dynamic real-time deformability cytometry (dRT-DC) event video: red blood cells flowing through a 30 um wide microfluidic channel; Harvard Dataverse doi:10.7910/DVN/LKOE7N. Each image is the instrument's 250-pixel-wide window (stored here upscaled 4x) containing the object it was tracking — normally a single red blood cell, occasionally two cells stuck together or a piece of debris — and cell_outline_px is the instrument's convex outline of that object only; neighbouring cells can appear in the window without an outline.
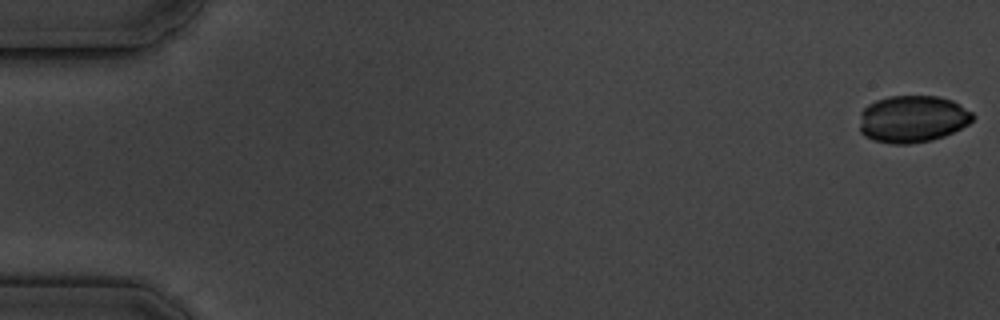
{"species": "common noctule bat (a hibernating species)", "species_latin": "Nyctalus noctula", "temperature_condition": "cold", "stored_images_in_passage": 6, "segment_of_instrument_passage": [1, 2], "camera_frame_rate_fps": 3000, "um_per_image_px": 0.085, "animal": {"sex": "male", "body_mass_g": 19.5, "forearm_length_mm": 54.6}, "frame": {"image": 1, "passage_image": 1, "time_ms": 0.0, "image_size_px": [1000, 320], "cell_outline_px": [[976, 116], [968, 124], [944, 136], [932, 140], [912, 144], [892, 144], [872, 140], [864, 136], [860, 132], [860, 112], [868, 104], [876, 100], [888, 96], [936, 96], [952, 100], [960, 104], [972, 112]], "centroid_in_image_um": [77.55, 10.12], "position_along_channel_um": 7.5, "area_um2": 31.33}}